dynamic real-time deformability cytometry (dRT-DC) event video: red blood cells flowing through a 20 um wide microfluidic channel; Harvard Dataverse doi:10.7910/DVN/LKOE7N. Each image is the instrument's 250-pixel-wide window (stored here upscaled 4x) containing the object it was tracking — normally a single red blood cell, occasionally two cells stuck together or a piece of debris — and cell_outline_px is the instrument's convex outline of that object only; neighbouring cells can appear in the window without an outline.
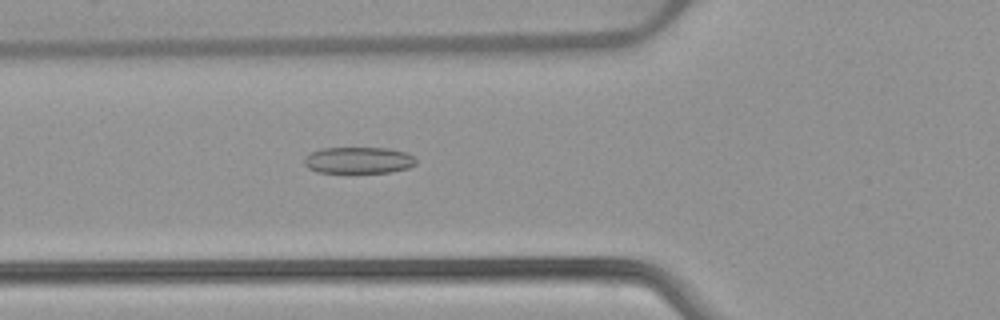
{"species": "common noctule bat (a hibernating species)", "species_latin": "Nyctalus noctula", "temperature_condition": "warm", "stored_images_in_passage": 54, "camera_frame_rate_fps": 3000, "um_per_image_px": 0.085, "animal": {"sex": "female", "body_mass_g": 22.7, "forearm_length_mm": 54.2}, "frame": {"image": 1, "passage_image": 20, "time_ms": 6.333, "image_size_px": [1000, 320], "cell_outline_px": [[416, 164], [408, 168], [392, 172], [348, 176], [316, 172], [308, 168], [304, 164], [304, 156], [320, 148], [388, 148], [408, 152], [416, 156]], "centroid_in_image_um": [30.47, 13.68], "position_along_channel_um": 95.3, "area_um2": 18.55}}
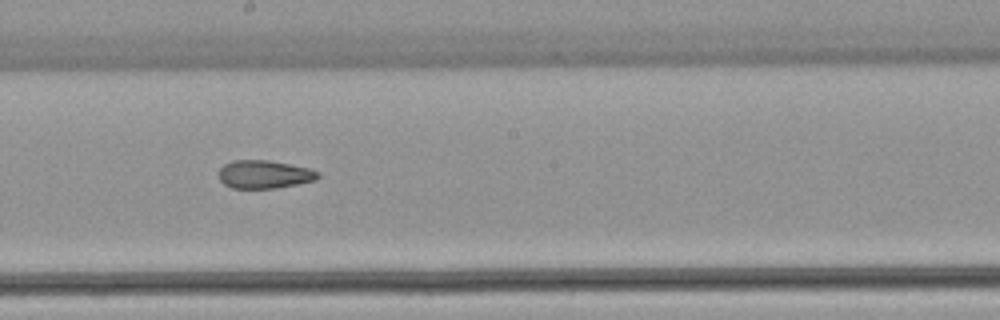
{"frame": {"image": 2, "passage_image": 30, "time_ms": 9.667, "image_size_px": [1000, 320], "cell_outline_px": [[320, 176], [316, 180], [276, 188], [232, 188], [224, 184], [220, 180], [220, 168], [224, 164], [232, 160], [268, 160], [312, 168], [320, 172]], "centroid_in_image_um": [22.5, 14.81], "position_along_channel_um": 225.7, "area_um2": 16.36}}
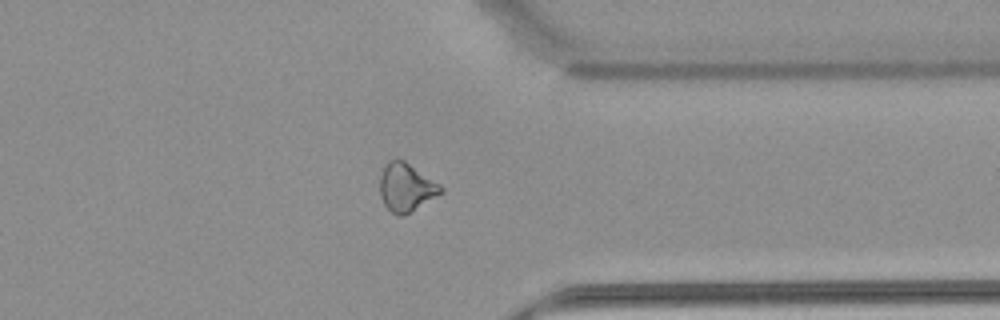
{"frame": {"image": 3, "passage_image": 42, "time_ms": 13.667, "image_size_px": [1000, 320], "cell_outline_px": [[444, 192], [404, 216], [396, 216], [384, 204], [380, 196], [380, 176], [384, 164], [388, 160], [396, 156], [404, 160], [440, 184], [444, 188]], "centroid_in_image_um": [34.51, 15.9], "position_along_channel_um": 376.9, "area_um2": 17.46}, "authors_computed_cell_mechanics": {"area_um2": 18.9584, "velocity_mm_per_s": 3.8997, "shape_relaxation_time_tau1_ms": null, "shape_relaxation_time_tau2_ms": 3.348, "deformation_change_tau1": null, "deformation_change_tau2": 0.1033}}